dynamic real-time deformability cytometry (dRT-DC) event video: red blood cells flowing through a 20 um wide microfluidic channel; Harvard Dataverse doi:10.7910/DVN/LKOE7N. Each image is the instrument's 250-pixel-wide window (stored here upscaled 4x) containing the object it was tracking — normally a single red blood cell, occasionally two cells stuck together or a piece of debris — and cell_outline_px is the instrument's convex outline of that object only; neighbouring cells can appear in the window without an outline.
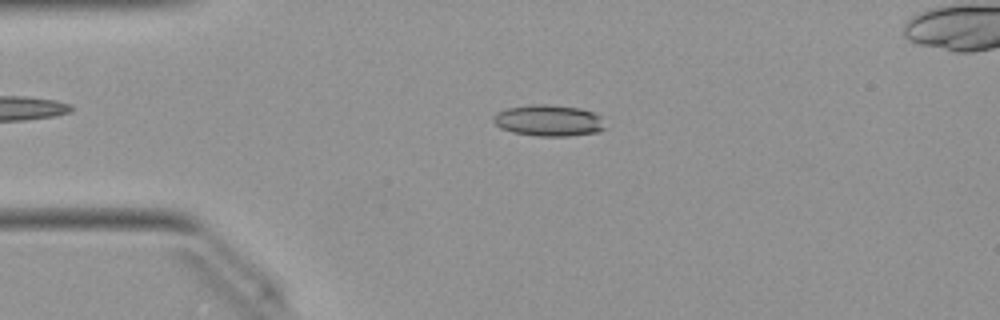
{"species": "Egyptian fruit bat (a non-hibernating species)", "species_latin": "Rousettus aegyptiacus", "temperature_condition": "warm", "stored_images_in_passage": 42, "camera_frame_rate_fps": 3000, "um_per_image_px": 0.085, "animal": {"sex": "female"}, "frame": {"image": 1, "passage_image": 10, "time_ms": 3.0, "image_size_px": [1000, 320], "cell_outline_px": [[608, 128], [596, 132], [568, 136], [536, 136], [512, 132], [500, 128], [492, 120], [492, 116], [496, 112], [508, 108], [528, 104], [548, 104], [580, 108], [592, 112], [600, 116]], "centroid_in_image_um": [46.62, 10.24], "position_along_channel_um": 38.4, "area_um2": 20.63}}
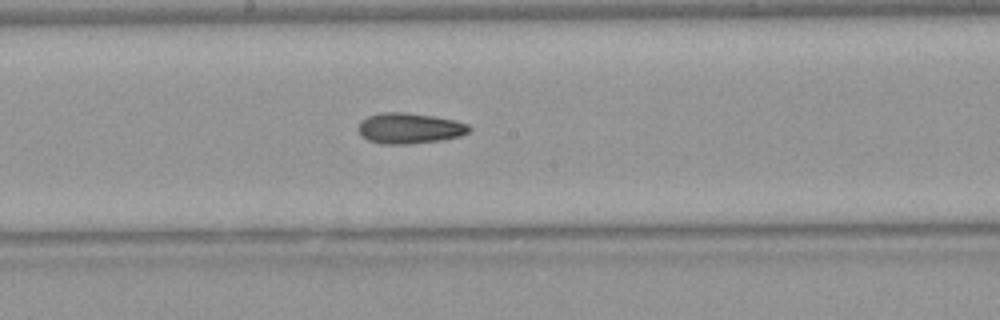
{"frame": {"image": 2, "passage_image": 25, "time_ms": 8.0, "image_size_px": [1000, 320], "cell_outline_px": [[472, 128], [468, 132], [460, 136], [440, 140], [408, 144], [380, 144], [368, 140], [360, 136], [356, 128], [360, 120], [368, 116], [380, 112], [404, 112], [432, 116], [456, 120], [468, 124]], "centroid_in_image_um": [34.75, 10.9], "position_along_channel_um": 213.4, "area_um2": 20.06}}
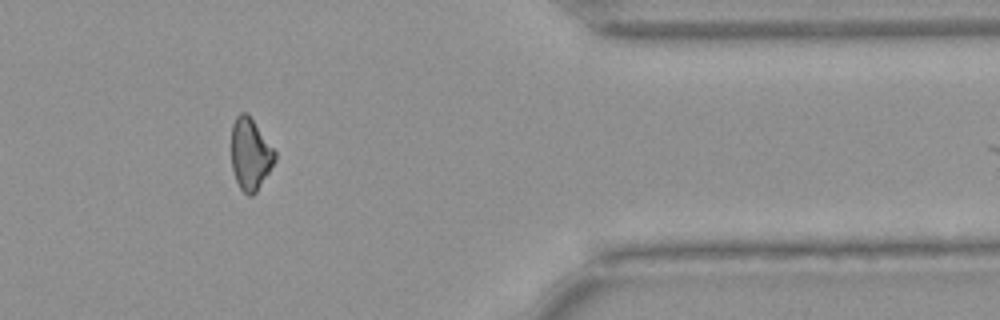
{"frame": {"image": 3, "passage_image": 40, "time_ms": 13.0, "image_size_px": [1000, 320], "cell_outline_px": [[276, 160], [256, 192], [252, 196], [248, 196], [240, 188], [236, 180], [232, 168], [232, 124], [236, 116], [240, 112], [248, 112], [276, 152]], "centroid_in_image_um": [21.28, 13.08], "position_along_channel_um": 390.1, "area_um2": 18.21}}